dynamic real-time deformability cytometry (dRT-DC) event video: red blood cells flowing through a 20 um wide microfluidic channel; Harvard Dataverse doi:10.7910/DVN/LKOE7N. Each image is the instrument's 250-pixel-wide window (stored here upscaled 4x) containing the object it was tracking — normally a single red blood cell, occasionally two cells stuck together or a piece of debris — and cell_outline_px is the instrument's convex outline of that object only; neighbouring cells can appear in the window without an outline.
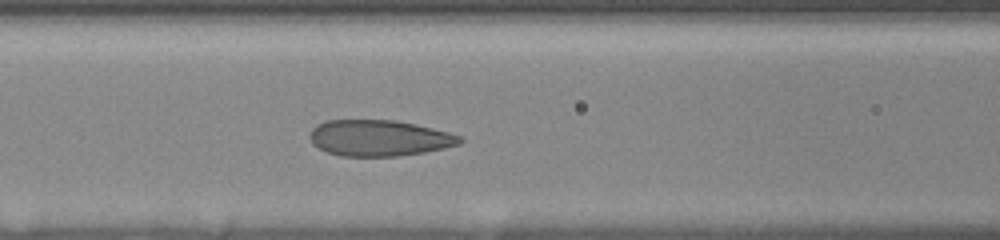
{"species": "human", "species_latin": "Homo sapiens", "temperature_condition": "room temperature", "stored_images_in_passage": 35, "camera_frame_rate_fps": 3000, "um_per_image_px": 0.085, "donor": {"sex": "female"}, "frame": {"image": 1, "passage_image": 8, "time_ms": 3.0, "image_size_px": [1000, 240], "cell_outline_px": [[464, 140], [460, 144], [444, 148], [424, 152], [400, 156], [340, 156], [328, 152], [312, 144], [308, 136], [312, 128], [316, 124], [328, 120], [392, 120], [416, 124], [464, 136]], "centroid_in_image_um": [32.23, 11.73], "position_along_channel_um": 134.4, "area_um2": 31.73}}
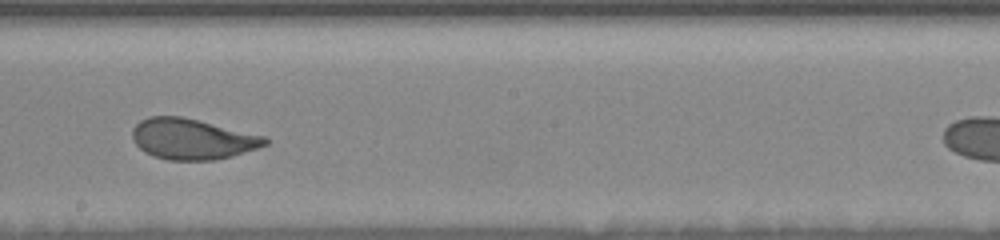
{"frame": {"image": 2, "passage_image": 17, "time_ms": 5.667, "image_size_px": [1000, 240], "cell_outline_px": [[268, 144], [232, 156], [216, 160], [168, 160], [152, 156], [144, 152], [132, 140], [132, 128], [140, 120], [148, 116], [180, 116], [264, 136], [268, 140]], "centroid_in_image_um": [16.28, 11.82], "position_along_channel_um": 231.9, "area_um2": 31.33}}
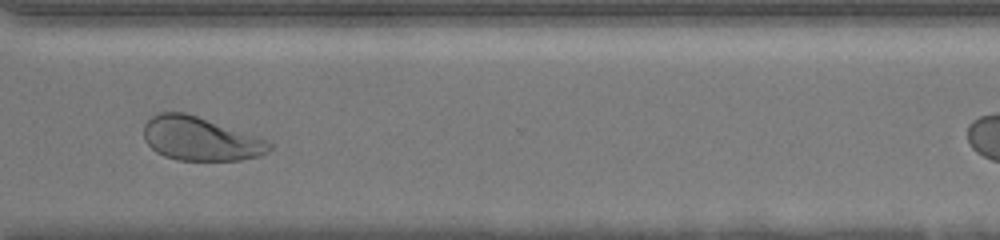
{"frame": {"image": 3, "passage_image": 29, "time_ms": 9.0, "image_size_px": [1000, 240], "cell_outline_px": [[272, 148], [268, 152], [256, 156], [240, 160], [176, 160], [164, 156], [156, 152], [144, 140], [144, 124], [152, 116], [160, 112], [184, 112], [196, 116], [264, 140], [272, 144]], "centroid_in_image_um": [16.95, 11.81], "position_along_channel_um": 353.6, "area_um2": 31.27}, "authors_computed_cell_mechanics": {"area_um2": 31.79, "velocity_mm_per_s": 3.6503, "shape_relaxation_time_tau1_ms": 3.7795, "shape_relaxation_time_tau2_ms": null, "deformation_change_tau1": 0.1338, "deformation_change_tau2": null}}